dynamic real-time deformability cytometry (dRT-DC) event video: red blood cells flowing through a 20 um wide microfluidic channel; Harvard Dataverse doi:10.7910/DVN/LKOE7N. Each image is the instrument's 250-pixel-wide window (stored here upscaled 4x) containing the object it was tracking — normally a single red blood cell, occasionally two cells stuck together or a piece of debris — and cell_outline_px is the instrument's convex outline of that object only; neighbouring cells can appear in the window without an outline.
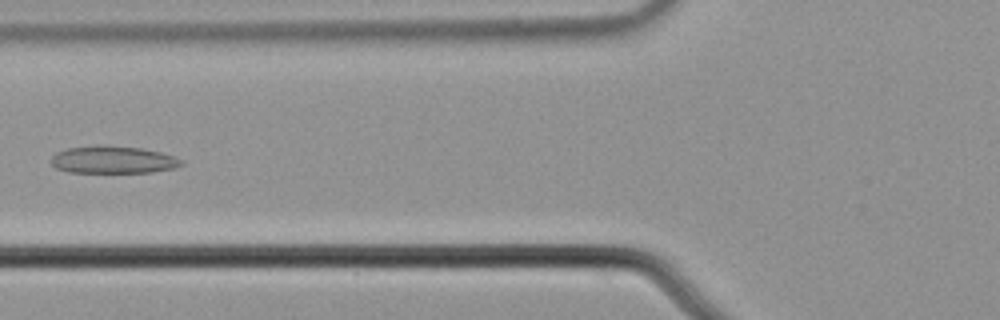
{"species": "common noctule bat (a hibernating species)", "species_latin": "Nyctalus noctula", "temperature_condition": "cold", "stored_images_in_passage": 5, "camera_frame_rate_fps": 3000, "um_per_image_px": 0.085, "animal": {"sex": "male", "body_mass_g": 21.5, "forearm_length_mm": 52.0}, "frame": {"image": 1, "passage_image": 5, "time_ms": 1.333, "image_size_px": [1000, 320], "cell_outline_px": [[184, 164], [176, 168], [152, 172], [68, 172], [56, 168], [52, 164], [52, 156], [56, 152], [68, 148], [140, 148], [160, 152], [184, 160]], "centroid_in_image_um": [9.67, 13.63], "position_along_channel_um": 116.1, "area_um2": 19.83}}